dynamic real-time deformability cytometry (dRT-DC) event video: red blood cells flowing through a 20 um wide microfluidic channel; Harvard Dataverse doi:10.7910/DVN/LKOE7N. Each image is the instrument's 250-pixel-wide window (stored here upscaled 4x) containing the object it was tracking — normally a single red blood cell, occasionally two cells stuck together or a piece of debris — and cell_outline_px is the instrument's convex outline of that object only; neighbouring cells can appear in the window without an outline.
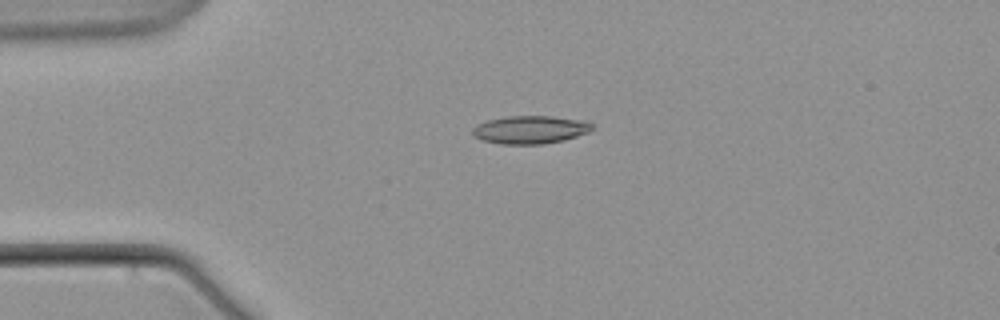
{"species": "common noctule bat (a hibernating species)", "species_latin": "Nyctalus noctula", "temperature_condition": "warm", "stored_images_in_passage": 6, "camera_frame_rate_fps": 3000, "um_per_image_px": 0.085, "animal": {"sex": "male", "body_mass_g": 21.5, "forearm_length_mm": 52.0}, "frame": {"image": 1, "passage_image": 5, "time_ms": 4.667, "image_size_px": [1000, 320], "cell_outline_px": [[596, 128], [588, 132], [564, 140], [544, 144], [500, 144], [484, 140], [476, 136], [472, 132], [472, 128], [476, 124], [488, 120], [508, 116], [552, 116], [576, 120], [592, 124]], "centroid_in_image_um": [45.05, 11.03], "position_along_channel_um": 39.9, "area_um2": 19.31}}